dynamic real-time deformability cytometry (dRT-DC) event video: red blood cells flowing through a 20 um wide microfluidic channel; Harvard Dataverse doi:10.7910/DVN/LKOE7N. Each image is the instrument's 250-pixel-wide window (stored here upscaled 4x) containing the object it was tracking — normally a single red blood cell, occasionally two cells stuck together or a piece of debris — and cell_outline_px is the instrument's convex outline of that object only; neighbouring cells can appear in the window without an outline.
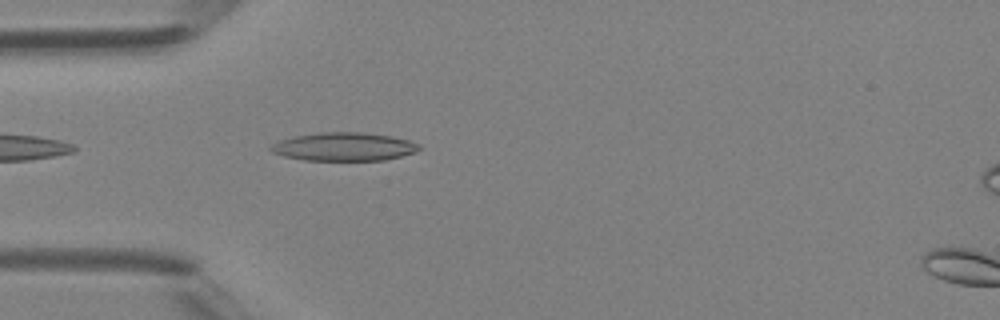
{"species": "Egyptian fruit bat (a non-hibernating species)", "species_latin": "Rousettus aegyptiacus", "temperature_condition": "room temperature", "stored_images_in_passage": 35, "camera_frame_rate_fps": 3000, "um_per_image_px": 0.085, "animal": {"sex": "female"}, "frame": {"image": 1, "passage_image": 2, "time_ms": 0.333, "image_size_px": [1000, 320], "cell_outline_px": [[420, 148], [416, 152], [384, 160], [304, 160], [284, 156], [272, 152], [268, 148], [272, 144], [280, 140], [292, 136], [320, 132], [364, 132], [392, 136], [408, 140], [420, 144]], "centroid_in_image_um": [29.22, 12.46], "position_along_channel_um": 55.8, "area_um2": 24.57}}
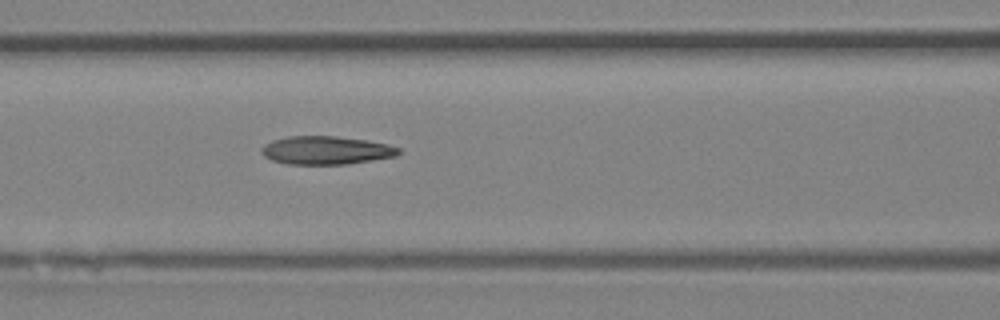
{"frame": {"image": 2, "passage_image": 8, "time_ms": 2.333, "image_size_px": [1000, 320], "cell_outline_px": [[400, 152], [396, 156], [348, 164], [288, 164], [272, 160], [264, 156], [260, 152], [260, 148], [264, 144], [272, 140], [288, 136], [336, 136], [368, 140], [388, 144], [400, 148]], "centroid_in_image_um": [27.7, 12.77], "position_along_channel_um": 138.9, "area_um2": 22.72}}
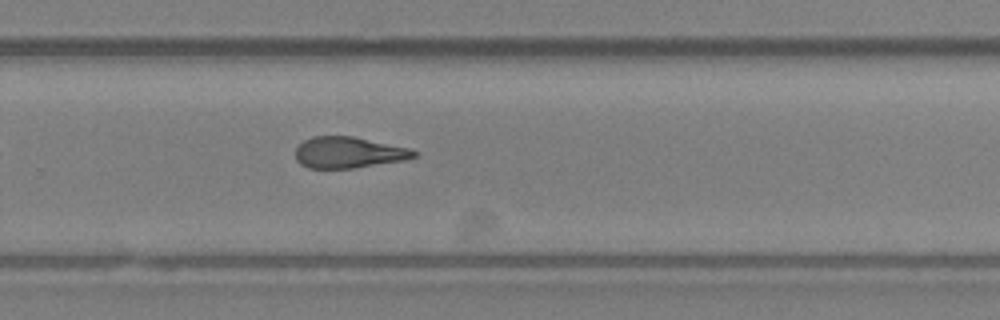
{"frame": {"image": 3, "passage_image": 19, "time_ms": 6.0, "image_size_px": [1000, 320], "cell_outline_px": [[416, 156], [404, 160], [352, 168], [308, 168], [300, 164], [296, 160], [296, 148], [304, 140], [312, 136], [352, 136], [408, 148], [416, 152]], "centroid_in_image_um": [29.57, 12.96], "position_along_channel_um": 300.2, "area_um2": 21.27}, "authors_computed_cell_mechanics": {"area_um2": 22.253, "velocity_mm_per_s": 4.4229, "shape_relaxation_time_tau1_ms": null, "shape_relaxation_time_tau2_ms": 4.1053, "deformation_change_tau1": null, "deformation_change_tau2": 0.153}}